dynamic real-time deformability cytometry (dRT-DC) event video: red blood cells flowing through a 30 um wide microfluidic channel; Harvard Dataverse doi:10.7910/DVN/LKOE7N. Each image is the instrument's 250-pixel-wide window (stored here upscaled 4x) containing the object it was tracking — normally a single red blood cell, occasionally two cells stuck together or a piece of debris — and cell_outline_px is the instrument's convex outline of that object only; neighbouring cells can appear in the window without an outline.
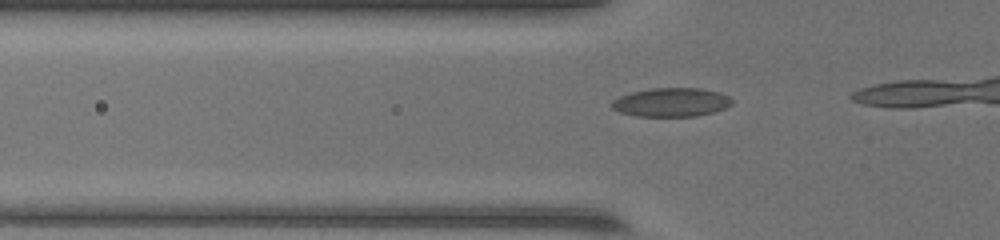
{"species": "common noctule bat (a hibernating species)", "species_latin": "Nyctalus noctula", "temperature_condition": "warm", "stored_images_in_passage": 9, "camera_frame_rate_fps": 3000, "um_per_image_px": 0.085, "animal": {"sex": "female", "body_mass_g": 17.0, "forearm_length_mm": 48.0}, "frame": {"image": 1, "passage_image": 6, "time_ms": 1.667, "image_size_px": [1000, 240], "cell_outline_px": [[732, 104], [716, 112], [696, 116], [636, 116], [620, 112], [612, 108], [608, 104], [612, 100], [620, 96], [632, 92], [652, 88], [700, 88], [720, 92], [728, 96], [732, 100]], "centroid_in_image_um": [57.05, 8.69], "position_along_channel_um": 68.8, "area_um2": 20.29}}